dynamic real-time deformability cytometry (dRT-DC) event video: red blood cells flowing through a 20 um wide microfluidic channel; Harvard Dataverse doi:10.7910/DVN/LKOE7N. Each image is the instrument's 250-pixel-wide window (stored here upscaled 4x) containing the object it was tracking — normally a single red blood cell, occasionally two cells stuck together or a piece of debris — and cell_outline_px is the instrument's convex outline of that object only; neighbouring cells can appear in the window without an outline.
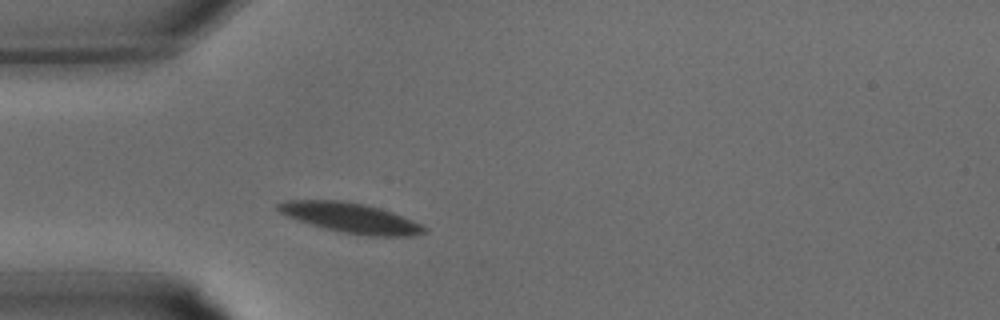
{"species": "common noctule bat (a hibernating species)", "species_latin": "Nyctalus noctula", "temperature_condition": "warm", "stored_images_in_passage": 22, "camera_frame_rate_fps": 3000, "um_per_image_px": 0.085, "animal": {"sex": "male", "body_mass_g": 15.6}, "frame": {"image": 1, "passage_image": 3, "time_ms": 0.667, "image_size_px": [1000, 320], "cell_outline_px": [[428, 232], [416, 236], [368, 236], [344, 232], [312, 224], [288, 216], [280, 212], [276, 208], [276, 204], [288, 200], [340, 200], [364, 204], [380, 208], [392, 212], [412, 220], [428, 228]], "centroid_in_image_um": [29.87, 18.51], "position_along_channel_um": 55.1, "area_um2": 25.2}}
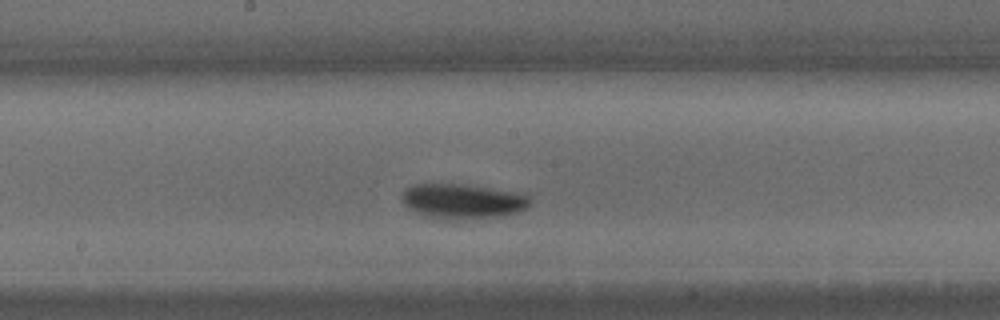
{"frame": {"image": 2, "passage_image": 11, "time_ms": 3.333, "image_size_px": [1000, 320], "cell_outline_px": [[532, 200], [528, 208], [520, 212], [504, 216], [464, 220], [444, 220], [420, 216], [408, 208], [404, 204], [400, 196], [400, 192], [404, 188], [416, 184], [460, 184], [508, 192], [528, 196]], "centroid_in_image_um": [39.24, 17.15], "position_along_channel_um": 209.0, "area_um2": 26.41}}
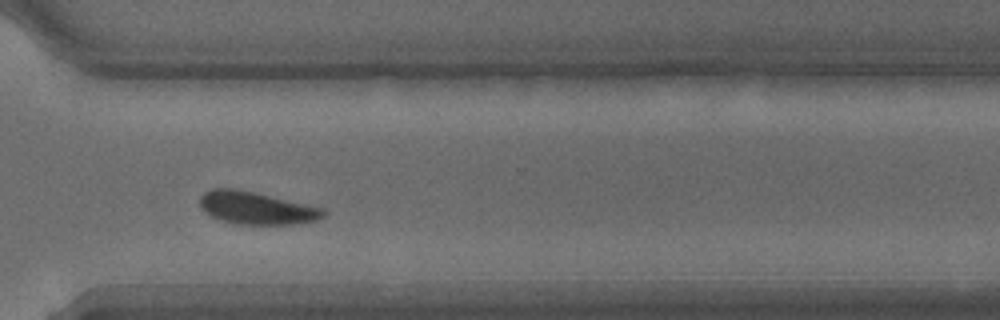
{"frame": {"image": 3, "passage_image": 18, "time_ms": 5.667, "image_size_px": [1000, 320], "cell_outline_px": [[328, 212], [324, 216], [316, 220], [300, 224], [232, 224], [220, 220], [204, 212], [200, 208], [200, 196], [204, 192], [212, 188], [232, 188], [256, 192], [324, 208]], "centroid_in_image_um": [21.79, 17.68], "position_along_channel_um": 348.8, "area_um2": 23.76}}